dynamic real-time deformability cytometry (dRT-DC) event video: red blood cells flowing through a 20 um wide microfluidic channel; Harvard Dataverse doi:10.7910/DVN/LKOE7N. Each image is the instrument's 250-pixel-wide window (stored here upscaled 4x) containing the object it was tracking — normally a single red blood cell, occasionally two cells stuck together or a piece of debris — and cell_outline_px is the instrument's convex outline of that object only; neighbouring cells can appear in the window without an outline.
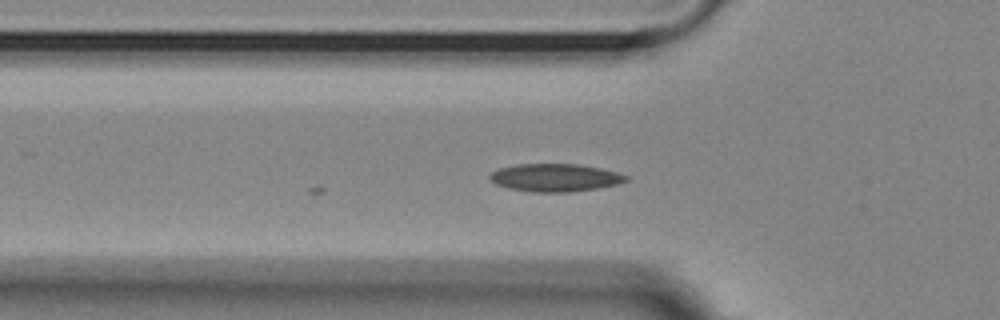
{"species": "Egyptian fruit bat (a non-hibernating species)", "species_latin": "Rousettus aegyptiacus", "temperature_condition": "room temperature", "stored_images_in_passage": 9, "camera_frame_rate_fps": 3000, "um_per_image_px": 0.085, "animal": {"sex": "female"}, "frame": {"image": 1, "passage_image": 9, "time_ms": 2.667, "image_size_px": [1000, 320], "cell_outline_px": [[628, 180], [620, 184], [596, 188], [568, 192], [532, 192], [508, 188], [496, 184], [488, 180], [488, 176], [492, 172], [500, 168], [516, 164], [580, 164], [600, 168], [616, 172], [628, 176]], "centroid_in_image_um": [47.17, 15.1], "position_along_channel_um": 78.6, "area_um2": 22.14}}